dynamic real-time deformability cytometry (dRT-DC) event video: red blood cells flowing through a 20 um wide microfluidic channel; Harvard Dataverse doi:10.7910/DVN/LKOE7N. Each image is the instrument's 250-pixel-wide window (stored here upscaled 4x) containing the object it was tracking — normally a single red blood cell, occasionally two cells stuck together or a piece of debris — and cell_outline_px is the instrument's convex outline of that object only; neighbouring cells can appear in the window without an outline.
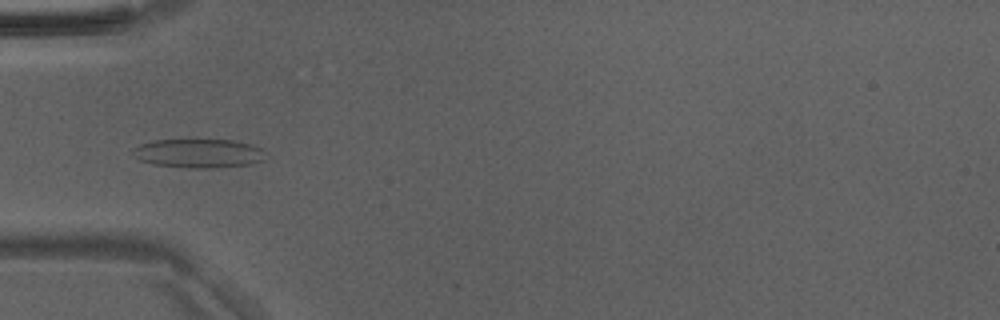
{"species": "Egyptian fruit bat (a non-hibernating species)", "species_latin": "Rousettus aegyptiacus", "temperature_condition": "room temperature", "stored_images_in_passage": 42, "camera_frame_rate_fps": 3000, "um_per_image_px": 0.085, "animal": {"sex": "male"}, "frame": {"image": 1, "passage_image": 9, "time_ms": 2.667, "image_size_px": [1000, 320], "cell_outline_px": [[264, 160], [252, 164], [212, 168], [188, 168], [152, 164], [140, 160], [132, 152], [132, 148], [140, 144], [152, 140], [232, 140], [252, 144], [260, 148]], "centroid_in_image_um": [16.85, 13.03], "position_along_channel_um": 68.2, "area_um2": 22.31}}
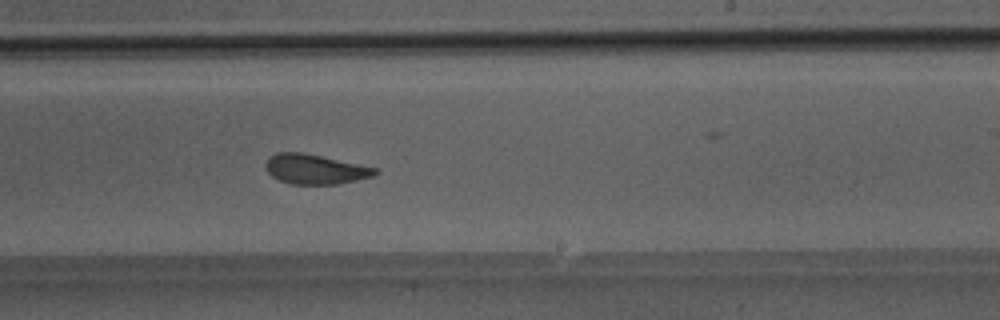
{"frame": {"image": 2, "passage_image": 23, "time_ms": 7.333, "image_size_px": [1000, 320], "cell_outline_px": [[380, 172], [372, 176], [356, 180], [336, 184], [292, 184], [280, 180], [272, 176], [268, 172], [264, 164], [268, 156], [276, 152], [300, 152], [380, 168]], "centroid_in_image_um": [26.78, 14.37], "position_along_channel_um": 262.2, "area_um2": 19.02}}
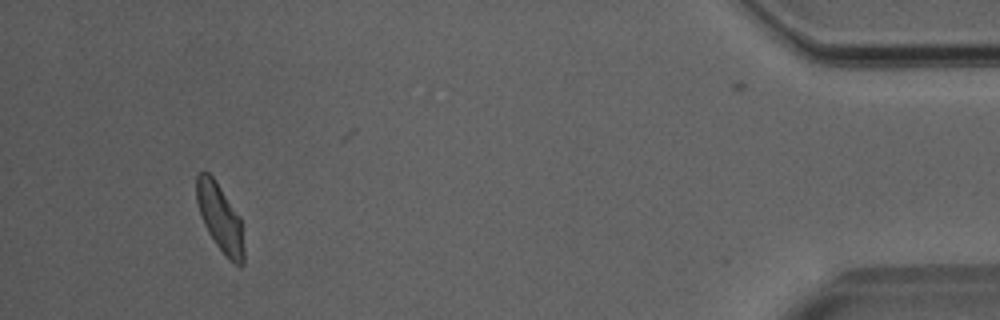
{"frame": {"image": 3, "passage_image": 39, "time_ms": 12.667, "image_size_px": [1000, 320], "cell_outline_px": [[244, 264], [236, 264], [228, 260], [216, 244], [208, 232], [200, 216], [196, 200], [196, 176], [200, 172], [208, 172], [212, 176], [240, 216], [244, 248]], "centroid_in_image_um": [18.7, 18.53], "position_along_channel_um": 416.5, "area_um2": 18.61}}